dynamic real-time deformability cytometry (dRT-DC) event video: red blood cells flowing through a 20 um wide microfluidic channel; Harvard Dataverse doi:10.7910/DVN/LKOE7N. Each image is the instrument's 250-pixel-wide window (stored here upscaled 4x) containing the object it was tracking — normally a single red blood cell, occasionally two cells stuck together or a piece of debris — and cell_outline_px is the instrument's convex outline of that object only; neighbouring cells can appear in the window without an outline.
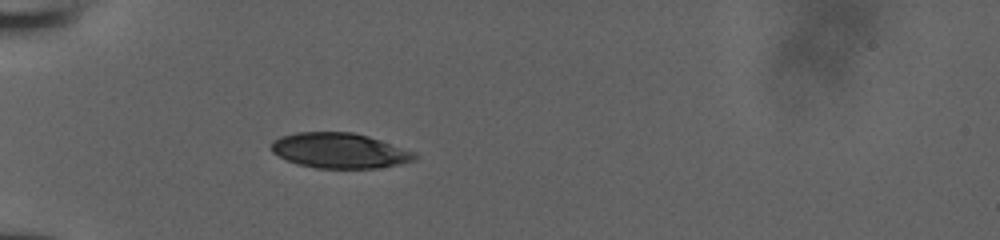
{"species": "human", "species_latin": "Homo sapiens", "temperature_condition": "room temperature", "stored_images_in_passage": 35, "camera_frame_rate_fps": 3000, "um_per_image_px": 0.085, "donor": {"sex": "male"}, "frame": {"image": 1, "passage_image": 1, "time_ms": 0.0, "image_size_px": [1000, 240], "cell_outline_px": [[416, 156], [412, 160], [400, 164], [376, 168], [316, 168], [296, 164], [272, 152], [272, 140], [280, 136], [296, 132], [352, 132], [368, 136], [416, 152]], "centroid_in_image_um": [28.84, 12.8], "position_along_channel_um": 56.2, "area_um2": 29.3}}
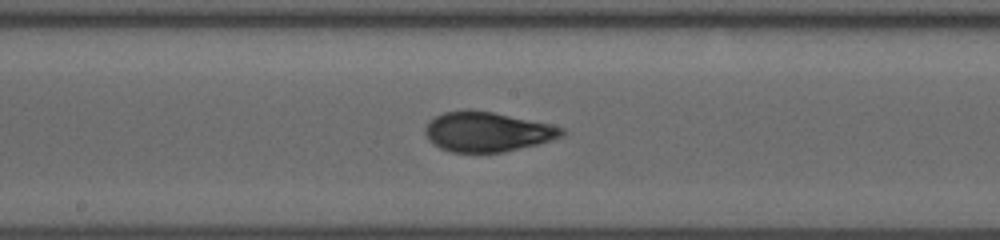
{"frame": {"image": 2, "passage_image": 13, "time_ms": 4.0, "image_size_px": [1000, 240], "cell_outline_px": [[564, 132], [560, 136], [536, 144], [500, 152], [452, 152], [440, 148], [428, 140], [424, 132], [424, 128], [428, 120], [444, 112], [468, 108], [472, 108], [492, 112], [548, 124], [564, 128]], "centroid_in_image_um": [41.3, 11.18], "position_along_channel_um": 206.9, "area_um2": 31.39}}
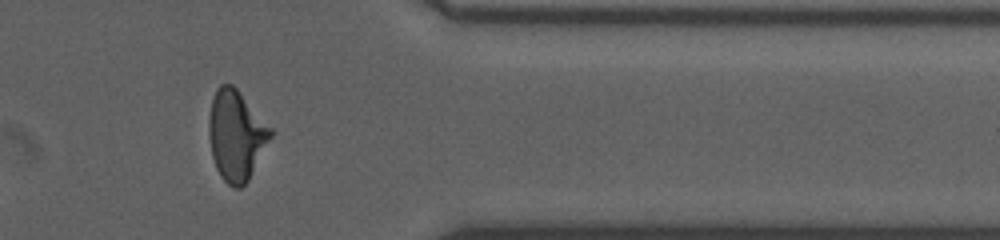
{"frame": {"image": 3, "passage_image": 27, "time_ms": 8.667, "image_size_px": [1000, 240], "cell_outline_px": [[272, 136], [248, 180], [240, 188], [236, 188], [228, 184], [220, 176], [216, 168], [212, 156], [208, 136], [208, 120], [212, 100], [216, 88], [220, 84], [232, 84], [236, 88], [272, 128]], "centroid_in_image_um": [20.05, 11.5], "position_along_channel_um": 391.3, "area_um2": 32.25}}